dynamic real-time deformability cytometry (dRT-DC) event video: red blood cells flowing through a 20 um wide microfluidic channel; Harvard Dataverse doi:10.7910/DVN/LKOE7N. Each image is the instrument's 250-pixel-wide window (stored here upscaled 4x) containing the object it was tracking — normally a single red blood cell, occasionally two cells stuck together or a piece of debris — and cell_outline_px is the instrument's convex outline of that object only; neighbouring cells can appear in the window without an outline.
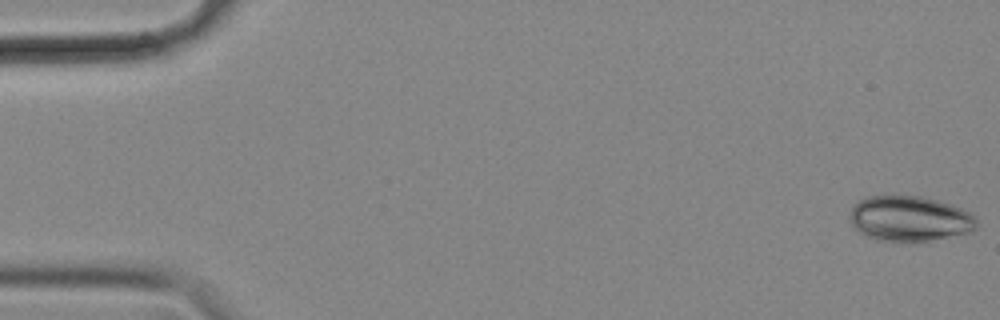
{"species": "common noctule bat (a hibernating species)", "species_latin": "Nyctalus noctula", "temperature_condition": "cold", "stored_images_in_passage": 13, "camera_frame_rate_fps": 3000, "um_per_image_px": 0.085, "animal": {"sex": "female", "body_mass_g": 18.4}, "frame": {"image": 1, "passage_image": 1, "time_ms": 0.0, "image_size_px": [1000, 320], "cell_outline_px": [[976, 228], [968, 232], [928, 240], [876, 240], [860, 232], [852, 224], [848, 216], [852, 208], [860, 200], [868, 196], [892, 192], [920, 196], [936, 200], [960, 208], [976, 216]], "centroid_in_image_um": [77.26, 18.52], "position_along_channel_um": 7.7, "area_um2": 33.47}}
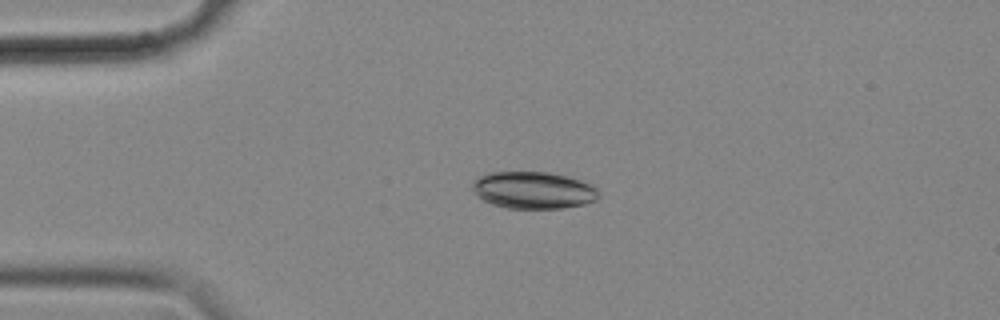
{"frame": {"image": 2, "passage_image": 13, "time_ms": 4.0, "image_size_px": [1000, 320], "cell_outline_px": [[600, 196], [596, 200], [584, 204], [560, 208], [508, 208], [492, 204], [484, 200], [472, 188], [472, 184], [480, 176], [492, 172], [548, 172], [580, 180], [596, 188]], "centroid_in_image_um": [45.35, 16.17], "position_along_channel_um": 39.6, "area_um2": 26.82}}